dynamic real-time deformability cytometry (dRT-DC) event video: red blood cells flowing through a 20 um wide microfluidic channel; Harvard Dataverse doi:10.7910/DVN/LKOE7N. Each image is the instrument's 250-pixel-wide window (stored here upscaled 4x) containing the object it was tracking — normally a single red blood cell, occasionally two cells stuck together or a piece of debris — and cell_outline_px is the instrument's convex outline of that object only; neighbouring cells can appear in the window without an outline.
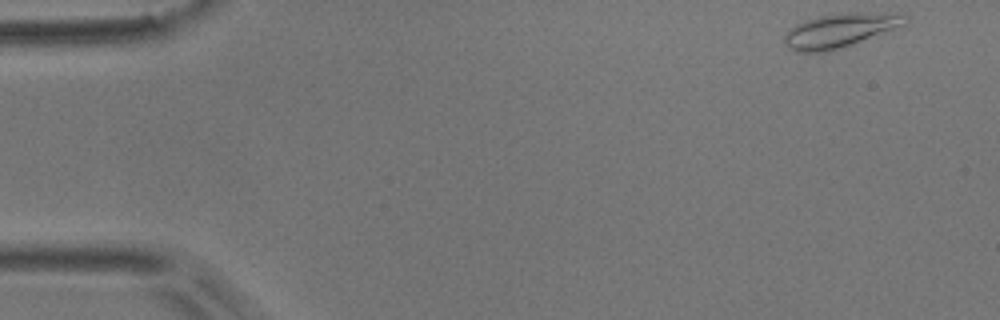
{"species": "common noctule bat (a hibernating species)", "species_latin": "Nyctalus noctula", "temperature_condition": "room temperature", "stored_images_in_passage": 3, "camera_frame_rate_fps": 3000, "um_per_image_px": 0.085, "animal": {"sex": "male", "body_mass_g": 17.9}, "frame": {"image": 1, "passage_image": 1, "time_ms": 0.0, "image_size_px": [1000, 320], "cell_outline_px": [[908, 24], [904, 28], [828, 52], [796, 52], [788, 48], [784, 44], [784, 36], [796, 24], [804, 20], [820, 16], [852, 12], [908, 12]], "centroid_in_image_um": [71.58, 2.57], "position_along_channel_um": 13.4, "area_um2": 24.91}}